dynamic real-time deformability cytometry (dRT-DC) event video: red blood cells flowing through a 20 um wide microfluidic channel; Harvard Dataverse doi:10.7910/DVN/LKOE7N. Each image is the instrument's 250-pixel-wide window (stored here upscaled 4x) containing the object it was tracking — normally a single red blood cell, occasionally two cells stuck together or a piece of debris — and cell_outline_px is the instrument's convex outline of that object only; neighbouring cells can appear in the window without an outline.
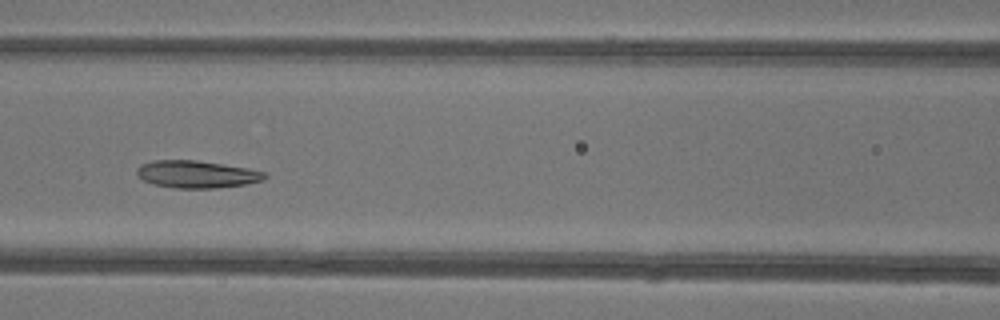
{"species": "common noctule bat (a hibernating species)", "species_latin": "Nyctalus noctula", "temperature_condition": "warm", "stored_images_in_passage": 29, "camera_frame_rate_fps": 3000, "um_per_image_px": 0.085, "animal": {"sex": "female"}, "frame": {"image": 1, "passage_image": 11, "time_ms": 3.333, "image_size_px": [1000, 320], "cell_outline_px": [[268, 176], [264, 180], [248, 184], [216, 188], [176, 188], [156, 184], [144, 180], [136, 176], [136, 168], [140, 164], [152, 160], [196, 160], [248, 168], [264, 172]], "centroid_in_image_um": [16.72, 14.81], "position_along_channel_um": 149.9, "area_um2": 20.46}}
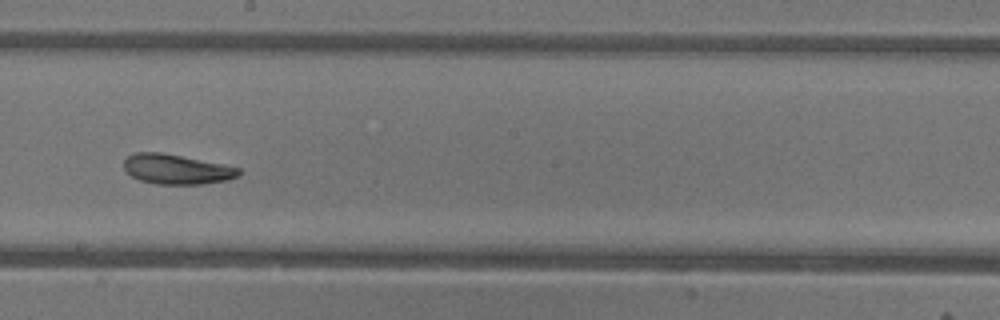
{"frame": {"image": 2, "passage_image": 17, "time_ms": 5.333, "image_size_px": [1000, 320], "cell_outline_px": [[240, 176], [228, 180], [204, 184], [156, 184], [140, 180], [132, 176], [124, 168], [124, 160], [128, 156], [136, 152], [160, 152], [224, 164], [240, 168]], "centroid_in_image_um": [15.04, 14.39], "position_along_channel_um": 233.2, "area_um2": 20.0}}
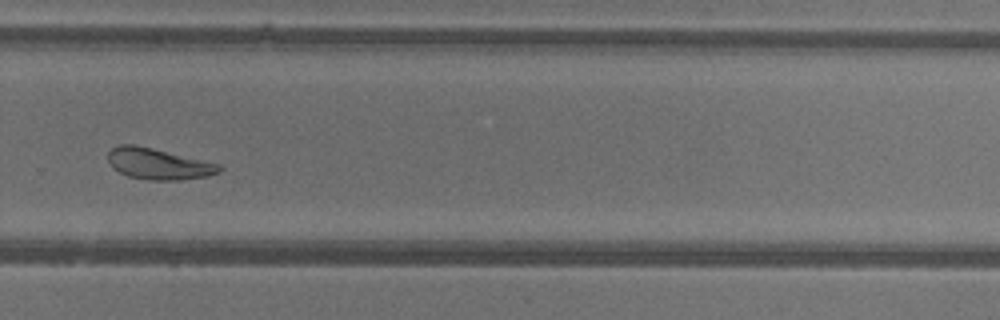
{"frame": {"image": 3, "passage_image": 23, "time_ms": 7.333, "image_size_px": [1000, 320], "cell_outline_px": [[224, 168], [220, 172], [208, 176], [180, 180], [148, 180], [128, 176], [112, 168], [108, 164], [108, 152], [112, 148], [120, 144], [136, 144], [220, 164]], "centroid_in_image_um": [13.45, 13.93], "position_along_channel_um": 316.3, "area_um2": 20.35}, "authors_computed_cell_mechanics": {"area_um2": 20.2878, "velocity_mm_per_s": 4.1819, "shape_relaxation_time_tau1_ms": 5.5302, "shape_relaxation_time_tau2_ms": 3.0226, "deformation_change_tau1": 0.1723, "deformation_change_tau2": 0.1033}}